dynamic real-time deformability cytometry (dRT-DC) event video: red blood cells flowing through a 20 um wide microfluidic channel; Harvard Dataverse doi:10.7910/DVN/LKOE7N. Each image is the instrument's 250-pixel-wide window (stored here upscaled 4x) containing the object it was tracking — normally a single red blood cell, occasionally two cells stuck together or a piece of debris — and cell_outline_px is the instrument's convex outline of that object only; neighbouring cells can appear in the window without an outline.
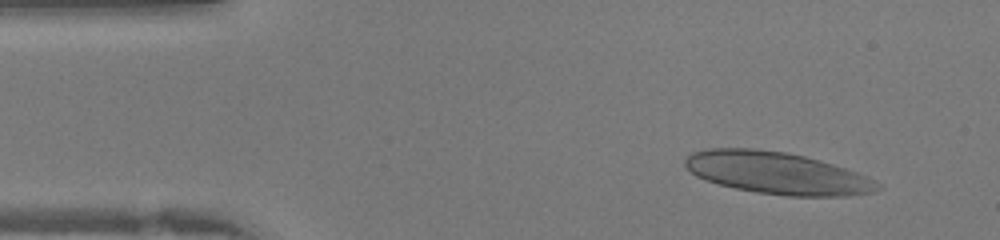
{"species": "human", "species_latin": "Homo sapiens", "temperature_condition": "warm", "stored_images_in_passage": 40, "camera_frame_rate_fps": 3000, "um_per_image_px": 0.085, "donor": {"sex": "female"}, "frame": {"image": 1, "passage_image": 3, "time_ms": 0.667, "image_size_px": [1000, 240], "cell_outline_px": [[884, 188], [872, 192], [848, 196], [788, 196], [756, 192], [736, 188], [720, 184], [696, 176], [684, 164], [684, 160], [692, 152], [708, 148], [752, 148], [784, 152], [804, 156], [832, 164], [868, 176], [880, 184]], "centroid_in_image_um": [66.07, 14.71], "position_along_channel_um": 18.9, "area_um2": 46.93}}
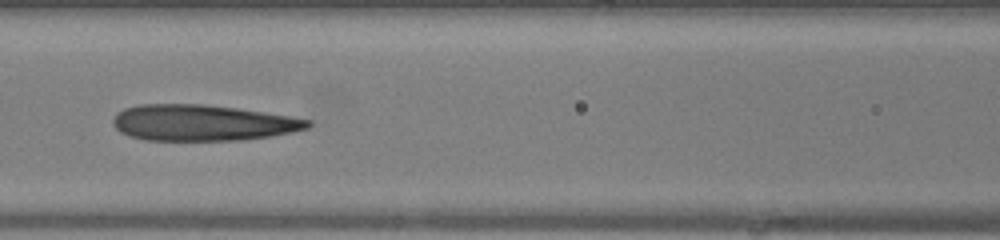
{"frame": {"image": 2, "passage_image": 16, "time_ms": 5.0, "image_size_px": [1000, 240], "cell_outline_px": [[312, 124], [308, 128], [292, 132], [272, 136], [240, 140], [148, 140], [132, 136], [120, 132], [112, 124], [112, 120], [116, 112], [124, 108], [140, 104], [204, 104], [236, 108], [288, 116], [312, 120]], "centroid_in_image_um": [17.2, 10.43], "position_along_channel_um": 149.4, "area_um2": 40.86}}
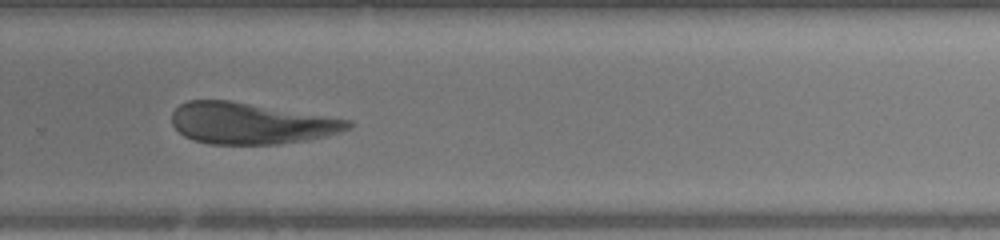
{"frame": {"image": 3, "passage_image": 26, "time_ms": 8.333, "image_size_px": [1000, 240], "cell_outline_px": [[352, 128], [328, 136], [308, 140], [280, 144], [208, 144], [192, 140], [184, 136], [172, 124], [172, 112], [180, 104], [188, 100], [228, 100], [352, 120]], "centroid_in_image_um": [21.33, 10.49], "position_along_channel_um": 308.5, "area_um2": 42.54}}